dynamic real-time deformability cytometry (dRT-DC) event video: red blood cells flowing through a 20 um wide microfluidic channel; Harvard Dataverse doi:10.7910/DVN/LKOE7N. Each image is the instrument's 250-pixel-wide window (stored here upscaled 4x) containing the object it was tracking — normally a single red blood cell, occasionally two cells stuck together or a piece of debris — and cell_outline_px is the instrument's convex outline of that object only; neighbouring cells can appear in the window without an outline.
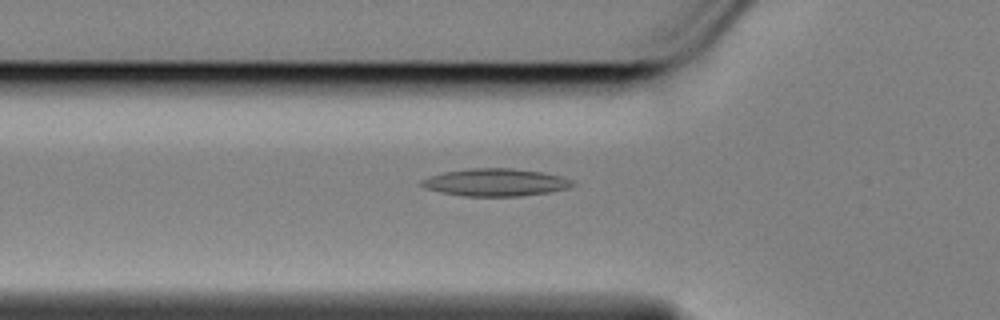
{"species": "Egyptian fruit bat (a non-hibernating species)", "species_latin": "Rousettus aegyptiacus", "temperature_condition": "cold", "stored_images_in_passage": 50, "camera_frame_rate_fps": 3000, "um_per_image_px": 0.085, "animal": {"sex": "female"}, "frame": {"image": 1, "passage_image": 9, "time_ms": 2.667, "image_size_px": [1000, 320], "cell_outline_px": [[576, 184], [568, 188], [548, 192], [520, 196], [464, 196], [440, 192], [424, 188], [416, 184], [420, 180], [428, 176], [444, 172], [468, 168], [512, 168], [540, 172], [560, 176], [572, 180]], "centroid_in_image_um": [42.04, 15.5], "position_along_channel_um": 83.8, "area_um2": 24.33}}
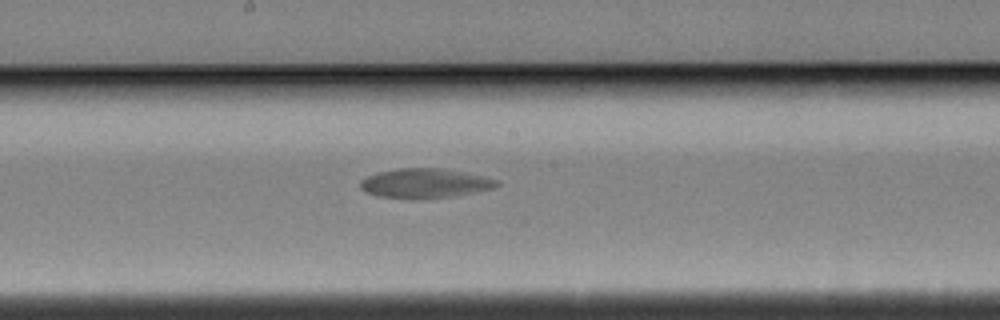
{"frame": {"image": 2, "passage_image": 21, "time_ms": 6.667, "image_size_px": [1000, 320], "cell_outline_px": [[500, 184], [496, 188], [452, 196], [420, 200], [412, 200], [380, 196], [368, 192], [360, 188], [360, 180], [368, 176], [380, 172], [396, 168], [444, 168], [484, 176], [500, 180]], "centroid_in_image_um": [36.16, 15.58], "position_along_channel_um": 212.0, "area_um2": 23.76}}
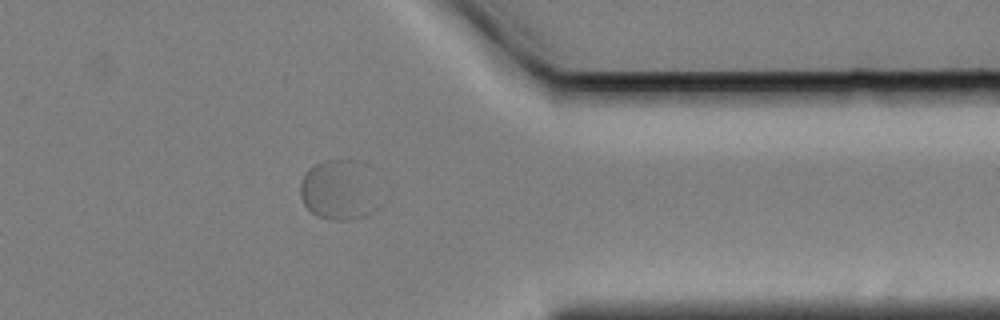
{"frame": {"image": 3, "passage_image": 38, "time_ms": 12.333, "image_size_px": [1000, 320], "cell_outline_px": [[376, 208], [372, 212], [364, 216], [348, 220], [328, 220], [316, 216], [304, 204], [300, 196], [300, 180], [308, 168], [324, 160], [360, 160], [368, 164], [372, 168]], "centroid_in_image_um": [28.8, 16.12], "position_along_channel_um": 382.6, "area_um2": 28.09}}